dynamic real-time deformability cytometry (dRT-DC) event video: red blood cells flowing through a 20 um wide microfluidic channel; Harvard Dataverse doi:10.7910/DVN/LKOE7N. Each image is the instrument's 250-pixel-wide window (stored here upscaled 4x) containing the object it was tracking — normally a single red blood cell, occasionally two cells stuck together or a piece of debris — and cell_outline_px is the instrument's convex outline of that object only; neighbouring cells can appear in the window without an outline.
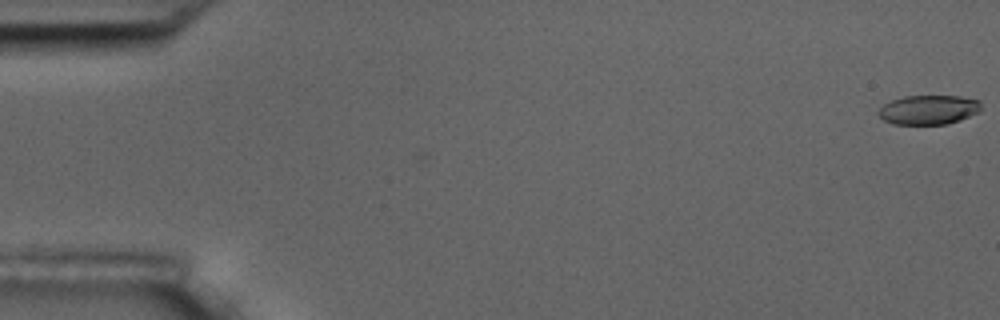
{"species": "common noctule bat (a hibernating species)", "species_latin": "Nyctalus noctula", "temperature_condition": "room temperature", "stored_images_in_passage": 2, "camera_frame_rate_fps": 3000, "um_per_image_px": 0.085, "animal": {"sex": "male", "body_mass_g": 17.5, "forearm_length_mm": 52.3}, "frame": {"image": 1, "passage_image": 2, "time_ms": 1.0, "image_size_px": [1000, 320], "cell_outline_px": [[980, 112], [960, 120], [948, 124], [892, 124], [884, 120], [876, 112], [884, 104], [892, 100], [904, 96], [960, 96], [980, 100]], "centroid_in_image_um": [78.94, 9.33], "position_along_channel_um": 6.1, "area_um2": 17.63}}